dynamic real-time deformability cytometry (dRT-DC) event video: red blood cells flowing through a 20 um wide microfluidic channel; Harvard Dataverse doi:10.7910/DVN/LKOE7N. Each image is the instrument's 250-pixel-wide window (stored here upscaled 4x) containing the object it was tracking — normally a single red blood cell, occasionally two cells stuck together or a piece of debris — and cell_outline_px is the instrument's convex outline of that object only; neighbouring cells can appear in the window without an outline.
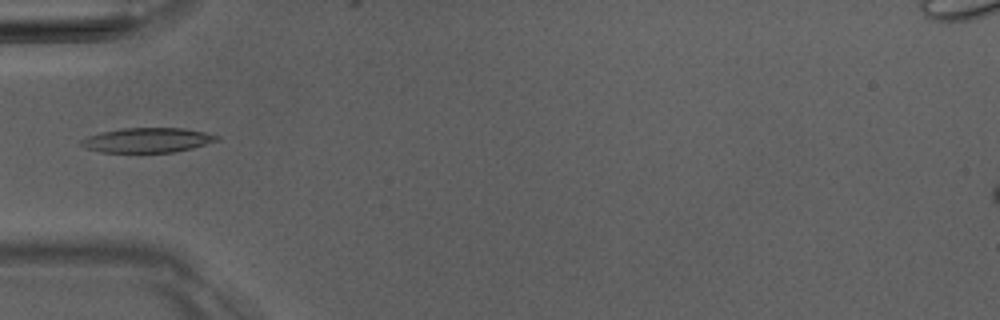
{"species": "Egyptian fruit bat (a non-hibernating species)", "species_latin": "Rousettus aegyptiacus", "temperature_condition": "room temperature", "stored_images_in_passage": 4, "camera_frame_rate_fps": 3000, "um_per_image_px": 0.085, "animal": {"sex": "male"}, "frame": {"image": 1, "passage_image": 3, "time_ms": 2.333, "image_size_px": [1000, 320], "cell_outline_px": [[220, 140], [192, 148], [176, 152], [100, 152], [88, 148], [80, 144], [80, 140], [88, 136], [100, 132], [124, 128], [184, 128], [204, 132], [220, 136]], "centroid_in_image_um": [12.55, 11.91], "position_along_channel_um": 72.4, "area_um2": 19.48}}